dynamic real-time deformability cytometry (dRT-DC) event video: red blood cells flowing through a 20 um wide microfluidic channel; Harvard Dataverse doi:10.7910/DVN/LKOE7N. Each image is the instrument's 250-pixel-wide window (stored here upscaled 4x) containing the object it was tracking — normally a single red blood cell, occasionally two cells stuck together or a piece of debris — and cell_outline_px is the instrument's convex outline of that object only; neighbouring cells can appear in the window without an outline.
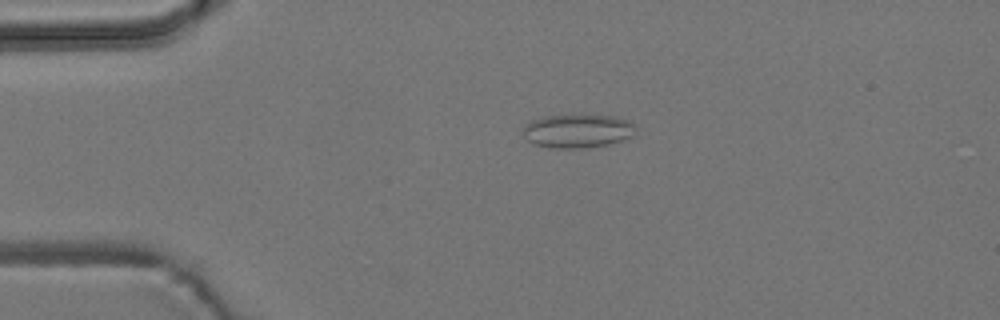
{"species": "common noctule bat (a hibernating species)", "species_latin": "Nyctalus noctula", "temperature_condition": "room temperature", "stored_images_in_passage": 2, "camera_frame_rate_fps": 3000, "um_per_image_px": 0.085, "animal": {"sex": "male", "body_mass_g": 19.2, "forearm_length_mm": 51.8}, "frame": {"image": 1, "passage_image": 1, "time_ms": 0.0, "image_size_px": [1000, 320], "cell_outline_px": [[636, 132], [632, 136], [608, 144], [580, 148], [552, 148], [536, 144], [528, 140], [520, 132], [524, 124], [532, 120], [548, 116], [612, 116], [628, 120], [632, 124]], "centroid_in_image_um": [49.04, 11.14], "position_along_channel_um": 36.0, "area_um2": 21.68}}